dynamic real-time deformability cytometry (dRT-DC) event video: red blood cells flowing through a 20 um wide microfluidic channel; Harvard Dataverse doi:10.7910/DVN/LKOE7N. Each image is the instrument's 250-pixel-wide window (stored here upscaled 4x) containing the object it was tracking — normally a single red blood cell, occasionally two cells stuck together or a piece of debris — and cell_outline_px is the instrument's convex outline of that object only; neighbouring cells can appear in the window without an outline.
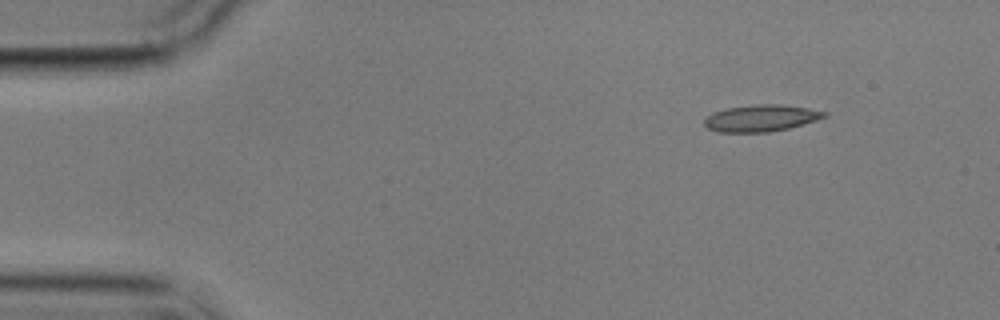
{"species": "common noctule bat (a hibernating species)", "species_latin": "Nyctalus noctula", "temperature_condition": "cold", "stored_images_in_passage": 9, "camera_frame_rate_fps": 3000, "um_per_image_px": 0.085, "animal": {"sex": "male", "body_mass_g": 17.9}, "frame": {"image": 1, "passage_image": 1, "time_ms": 0.0, "image_size_px": [1000, 320], "cell_outline_px": [[828, 116], [816, 120], [788, 128], [768, 132], [716, 132], [708, 128], [704, 124], [704, 120], [712, 112], [728, 108], [756, 104], [780, 104], [808, 108], [828, 112]], "centroid_in_image_um": [64.69, 10.04], "position_along_channel_um": 20.3, "area_um2": 18.61}}
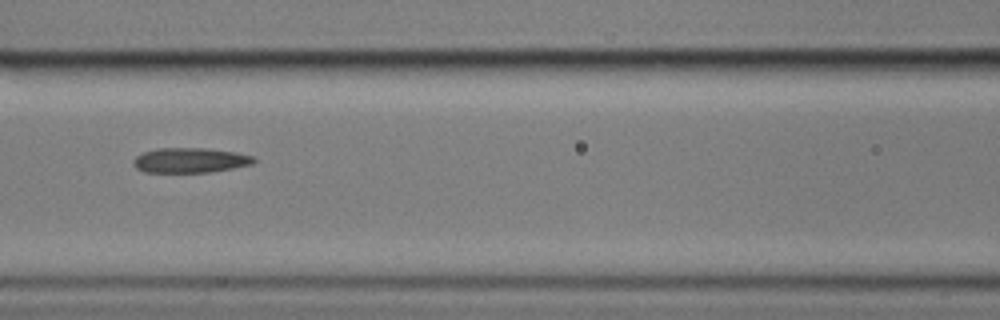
{"frame": {"image": 2, "passage_image": 6, "time_ms": 6.0, "image_size_px": [1000, 320], "cell_outline_px": [[256, 160], [252, 164], [212, 172], [144, 172], [136, 168], [132, 164], [132, 160], [136, 156], [144, 152], [156, 148], [208, 148], [236, 152], [252, 156]], "centroid_in_image_um": [16.13, 13.62], "position_along_channel_um": 150.5, "area_um2": 17.57}}
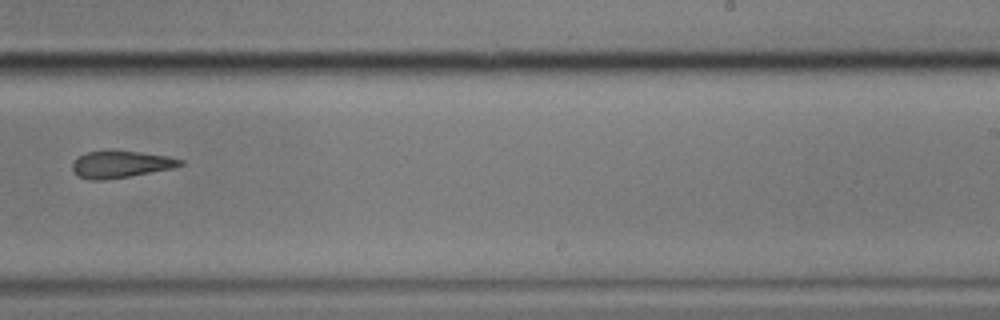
{"frame": {"image": 3, "passage_image": 9, "time_ms": 9.667, "image_size_px": [1000, 320], "cell_outline_px": [[184, 164], [172, 168], [128, 176], [104, 180], [88, 180], [76, 176], [72, 172], [72, 164], [80, 156], [88, 152], [108, 148], [140, 152], [168, 156], [184, 160]], "centroid_in_image_um": [10.22, 13.94], "position_along_channel_um": 278.8, "area_um2": 17.28}}